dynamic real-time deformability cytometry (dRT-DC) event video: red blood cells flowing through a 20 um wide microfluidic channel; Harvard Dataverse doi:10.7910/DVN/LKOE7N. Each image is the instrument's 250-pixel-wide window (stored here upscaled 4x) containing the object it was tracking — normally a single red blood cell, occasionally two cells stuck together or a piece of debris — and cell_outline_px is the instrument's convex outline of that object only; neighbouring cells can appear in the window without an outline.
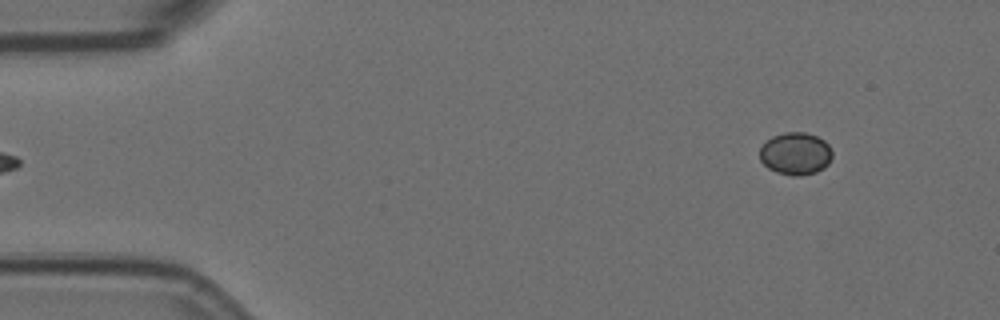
{"species": "Egyptian fruit bat (a non-hibernating species)", "species_latin": "Rousettus aegyptiacus", "temperature_condition": "room temperature", "stored_images_in_passage": 6, "camera_frame_rate_fps": 3000, "um_per_image_px": 0.085, "animal": {"sex": "female"}, "frame": {"image": 1, "passage_image": 6, "time_ms": 1.667, "image_size_px": [1000, 320], "cell_outline_px": [[832, 156], [828, 164], [824, 168], [816, 172], [800, 176], [792, 176], [776, 172], [768, 168], [760, 160], [760, 148], [772, 136], [784, 132], [804, 132], [816, 136], [824, 140], [828, 144], [832, 152]], "centroid_in_image_um": [67.63, 13.06], "position_along_channel_um": 17.4, "area_um2": 17.98}}